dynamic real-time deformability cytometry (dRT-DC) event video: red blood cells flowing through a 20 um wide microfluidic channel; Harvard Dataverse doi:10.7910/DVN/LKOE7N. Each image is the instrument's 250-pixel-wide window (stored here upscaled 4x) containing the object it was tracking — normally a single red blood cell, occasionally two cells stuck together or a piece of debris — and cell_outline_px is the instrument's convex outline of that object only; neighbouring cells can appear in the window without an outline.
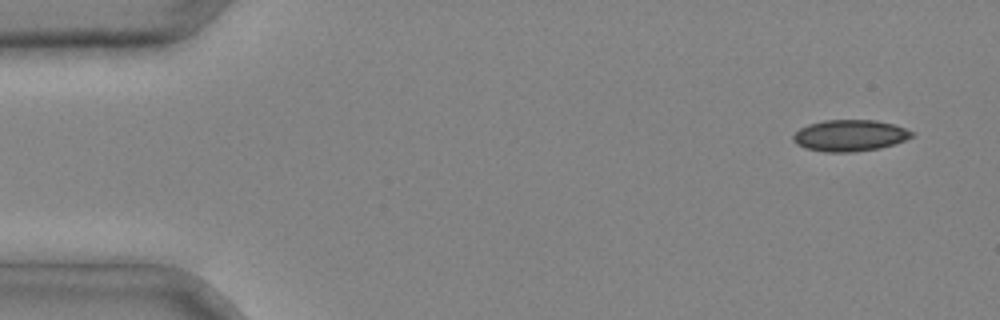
{"species": "common noctule bat (a hibernating species)", "species_latin": "Nyctalus noctula", "temperature_condition": "cold", "stored_images_in_passage": 3, "camera_frame_rate_fps": 3000, "um_per_image_px": 0.085, "animal": {"sex": "male", "body_mass_g": 20.4}, "frame": {"image": 1, "passage_image": 1, "time_ms": 0.0, "image_size_px": [1000, 320], "cell_outline_px": [[916, 136], [880, 148], [856, 152], [824, 152], [804, 148], [796, 144], [792, 140], [792, 136], [800, 128], [808, 124], [824, 120], [876, 120], [892, 124], [916, 132]], "centroid_in_image_um": [72.23, 11.52], "position_along_channel_um": 12.8, "area_um2": 21.91}}